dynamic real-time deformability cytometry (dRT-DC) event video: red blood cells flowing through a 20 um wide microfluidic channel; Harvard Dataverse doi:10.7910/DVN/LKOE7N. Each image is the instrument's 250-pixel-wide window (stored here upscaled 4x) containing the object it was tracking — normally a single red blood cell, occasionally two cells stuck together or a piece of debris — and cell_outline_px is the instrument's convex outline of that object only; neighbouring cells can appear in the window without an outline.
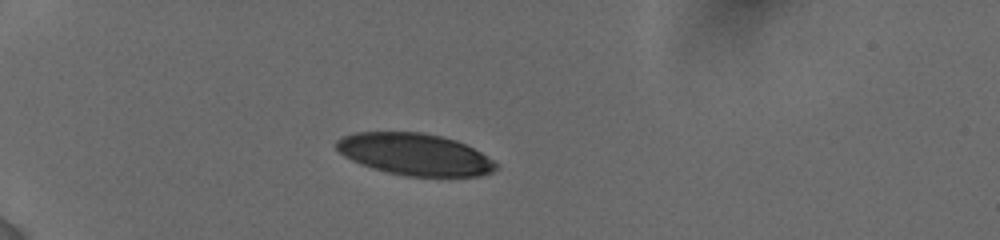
{"species": "human", "species_latin": "Homo sapiens", "temperature_condition": "cold", "stored_images_in_passage": 6, "camera_frame_rate_fps": 3000, "um_per_image_px": 0.085, "donor": {"sex": "female"}, "frame": {"image": 1, "passage_image": 4, "time_ms": 3.0, "image_size_px": [1000, 240], "cell_outline_px": [[496, 168], [492, 172], [480, 176], [404, 176], [372, 168], [360, 164], [344, 156], [336, 148], [336, 140], [344, 136], [356, 132], [420, 132], [440, 136], [456, 140], [480, 152], [492, 160], [496, 164]], "centroid_in_image_um": [35.23, 13.12], "position_along_channel_um": 49.8, "area_um2": 38.61}}
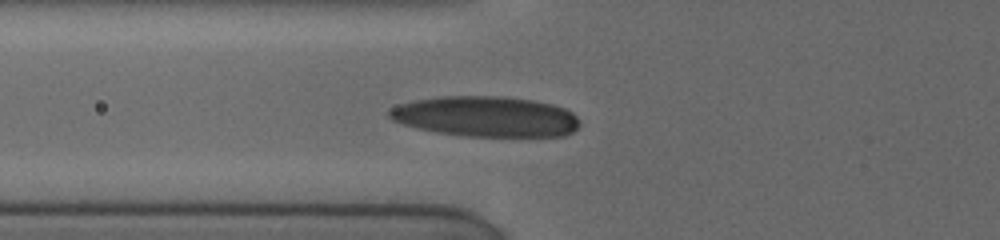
{"frame": {"image": 2, "passage_image": 6, "time_ms": 5.0, "image_size_px": [1000, 240], "cell_outline_px": [[580, 124], [572, 132], [564, 136], [460, 136], [436, 132], [416, 128], [392, 120], [388, 116], [388, 108], [400, 104], [416, 100], [444, 96], [504, 96], [532, 100], [552, 104], [564, 108], [572, 112], [580, 120]], "centroid_in_image_um": [41.29, 9.91], "position_along_channel_um": 84.5, "area_um2": 45.03}}